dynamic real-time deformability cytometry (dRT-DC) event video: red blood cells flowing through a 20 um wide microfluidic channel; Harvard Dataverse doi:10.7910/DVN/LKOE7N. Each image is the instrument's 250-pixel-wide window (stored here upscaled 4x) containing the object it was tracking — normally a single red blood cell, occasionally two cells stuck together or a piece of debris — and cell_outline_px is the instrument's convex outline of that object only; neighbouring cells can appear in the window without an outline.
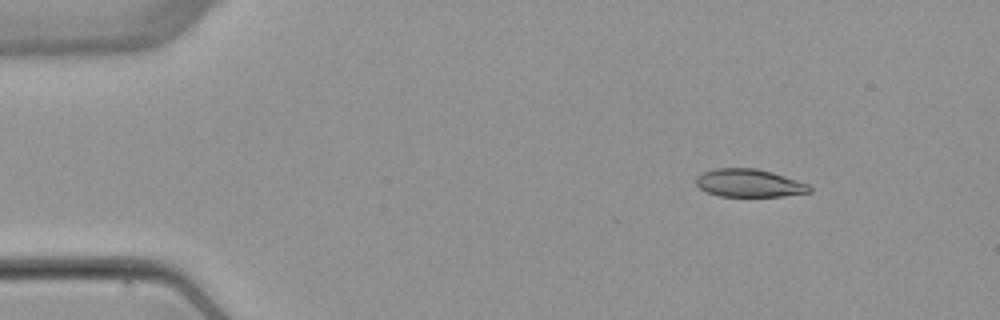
{"species": "common noctule bat (a hibernating species)", "species_latin": "Nyctalus noctula", "temperature_condition": "warm", "stored_images_in_passage": 6, "camera_frame_rate_fps": 3000, "um_per_image_px": 0.085, "animal": {"sex": "female", "body_mass_g": 22.7, "forearm_length_mm": 54.2}, "frame": {"image": 1, "passage_image": 2, "time_ms": 1.333, "image_size_px": [1000, 320], "cell_outline_px": [[812, 192], [784, 196], [720, 196], [708, 192], [700, 188], [696, 184], [696, 176], [712, 168], [756, 168], [772, 172], [808, 184], [812, 188]], "centroid_in_image_um": [63.68, 15.56], "position_along_channel_um": 21.3, "area_um2": 18.44}}
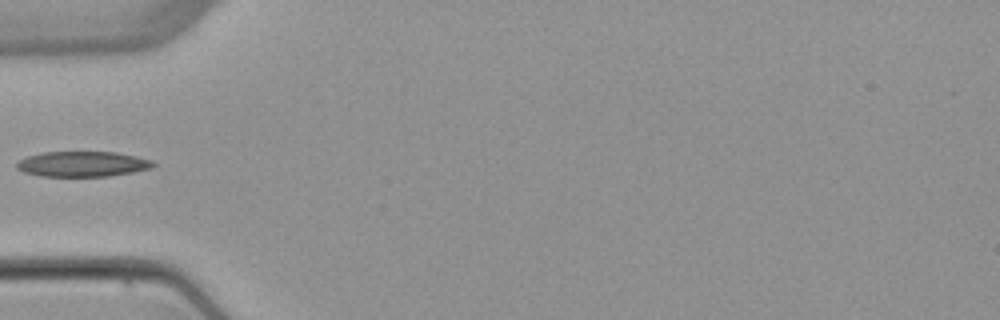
{"frame": {"image": 2, "passage_image": 5, "time_ms": 5.0, "image_size_px": [1000, 320], "cell_outline_px": [[156, 164], [152, 168], [132, 172], [108, 176], [40, 176], [24, 172], [16, 168], [16, 164], [20, 160], [28, 156], [44, 152], [116, 152], [136, 156], [152, 160]], "centroid_in_image_um": [7.03, 13.94], "position_along_channel_um": 78.0, "area_um2": 20.06}}
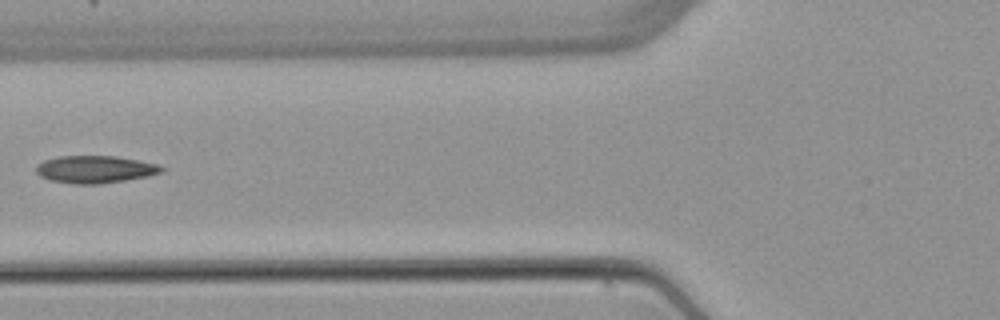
{"frame": {"image": 3, "passage_image": 6, "time_ms": 6.0, "image_size_px": [1000, 320], "cell_outline_px": [[164, 172], [148, 176], [100, 184], [72, 184], [52, 180], [40, 176], [36, 172], [36, 164], [44, 160], [60, 156], [116, 156], [160, 164], [164, 168]], "centroid_in_image_um": [8.1, 14.39], "position_along_channel_um": 117.7, "area_um2": 20.11}}